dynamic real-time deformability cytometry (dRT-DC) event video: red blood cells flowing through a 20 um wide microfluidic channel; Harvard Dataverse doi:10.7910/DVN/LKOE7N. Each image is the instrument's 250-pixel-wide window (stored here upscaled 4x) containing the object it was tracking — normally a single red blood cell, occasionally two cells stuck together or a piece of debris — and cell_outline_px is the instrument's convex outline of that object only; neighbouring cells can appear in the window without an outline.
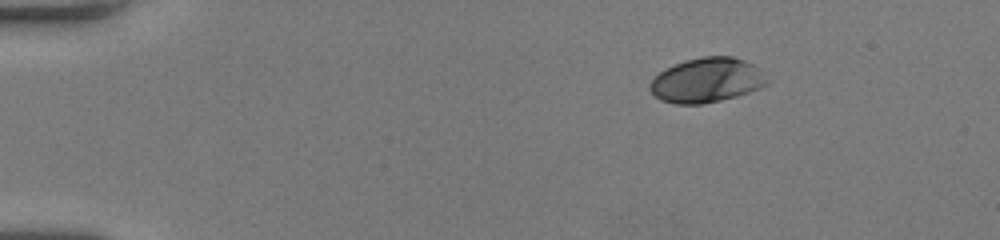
{"species": "human", "species_latin": "Homo sapiens", "temperature_condition": "room temperature", "stored_images_in_passage": 45, "camera_frame_rate_fps": 3000, "um_per_image_px": 0.085, "donor": {"sex": "female"}, "frame": {"image": 1, "passage_image": 1, "time_ms": 0.0, "image_size_px": [1000, 240], "cell_outline_px": [[768, 84], [760, 88], [736, 96], [704, 104], [676, 104], [660, 100], [648, 88], [648, 84], [664, 68], [684, 60], [704, 56], [732, 56], [744, 60], [752, 64], [768, 80]], "centroid_in_image_um": [60.03, 6.82], "position_along_channel_um": 25.0, "area_um2": 30.35}}
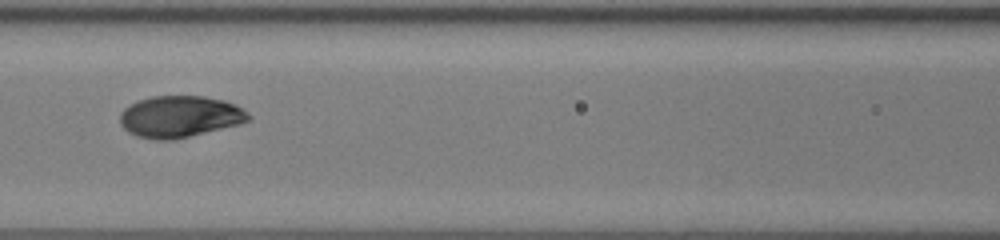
{"frame": {"image": 2, "passage_image": 18, "time_ms": 5.667, "image_size_px": [1000, 240], "cell_outline_px": [[252, 120], [240, 124], [172, 140], [152, 140], [136, 136], [128, 132], [120, 124], [120, 112], [124, 108], [140, 100], [152, 96], [204, 96], [224, 100], [248, 112], [252, 116]], "centroid_in_image_um": [15.28, 9.92], "position_along_channel_um": 151.3, "area_um2": 31.15}}
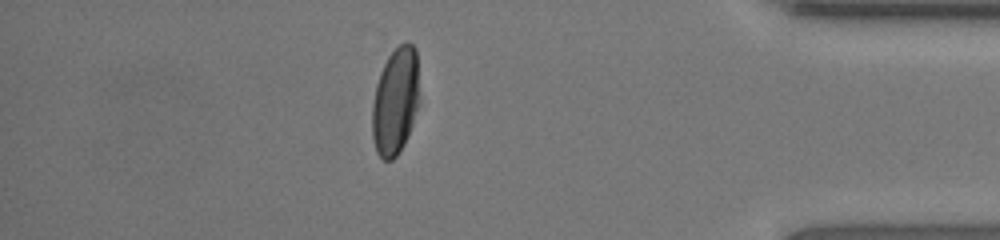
{"frame": {"image": 3, "passage_image": 39, "time_ms": 12.667, "image_size_px": [1000, 240], "cell_outline_px": [[420, 104], [408, 136], [404, 144], [396, 156], [392, 160], [384, 160], [376, 152], [372, 136], [372, 104], [376, 84], [380, 72], [388, 56], [404, 40], [412, 44], [416, 48], [420, 100]], "centroid_in_image_um": [33.63, 8.59], "position_along_channel_um": 401.6, "area_um2": 30.0}, "authors_computed_cell_mechanics": {"area_um2": 30.6918, "velocity_mm_per_s": 4.0461, "shape_relaxation_time_tau1_ms": 3.1048, "shape_relaxation_time_tau2_ms": null, "deformation_change_tau1": 0.1727, "deformation_change_tau2": null}}